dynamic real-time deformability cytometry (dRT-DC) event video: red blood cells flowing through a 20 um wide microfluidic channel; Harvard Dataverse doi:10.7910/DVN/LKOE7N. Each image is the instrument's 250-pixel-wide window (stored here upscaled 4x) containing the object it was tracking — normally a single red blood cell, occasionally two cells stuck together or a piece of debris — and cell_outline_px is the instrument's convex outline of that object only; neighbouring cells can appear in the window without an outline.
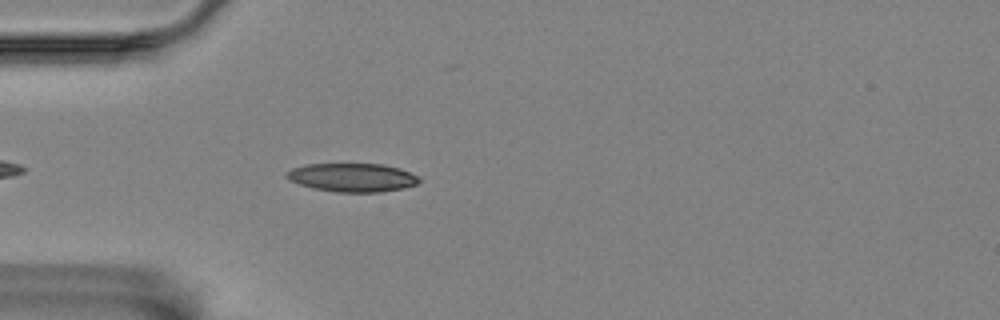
{"species": "Egyptian fruit bat (a non-hibernating species)", "species_latin": "Rousettus aegyptiacus", "temperature_condition": "room temperature", "stored_images_in_passage": 4, "camera_frame_rate_fps": 3000, "um_per_image_px": 0.085, "animal": {"sex": "female"}, "frame": {"image": 1, "passage_image": 4, "time_ms": 1.0, "image_size_px": [1000, 320], "cell_outline_px": [[420, 180], [416, 184], [404, 188], [380, 192], [336, 192], [312, 188], [288, 180], [284, 176], [292, 168], [308, 164], [384, 164], [400, 168], [420, 176]], "centroid_in_image_um": [29.96, 15.08], "position_along_channel_um": 55.0, "area_um2": 22.14}}